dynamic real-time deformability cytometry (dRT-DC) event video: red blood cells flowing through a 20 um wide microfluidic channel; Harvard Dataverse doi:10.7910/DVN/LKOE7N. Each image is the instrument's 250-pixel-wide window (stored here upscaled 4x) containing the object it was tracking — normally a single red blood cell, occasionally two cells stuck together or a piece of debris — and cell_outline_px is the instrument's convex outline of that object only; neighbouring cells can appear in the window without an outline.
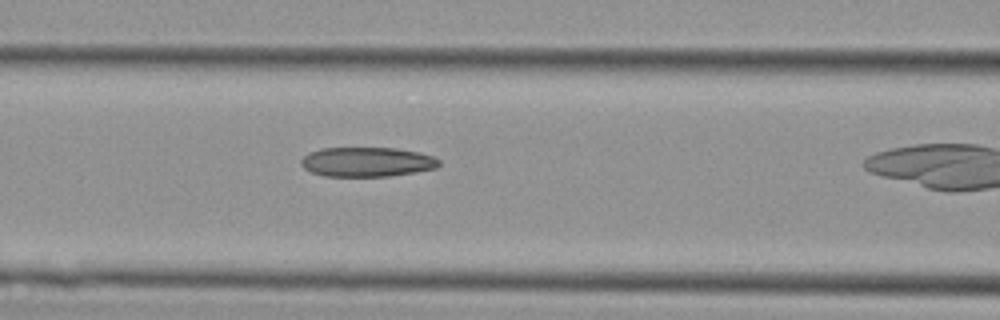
{"species": "Egyptian fruit bat (a non-hibernating species)", "species_latin": "Rousettus aegyptiacus", "temperature_condition": "cold", "stored_images_in_passage": 10, "camera_frame_rate_fps": 3000, "um_per_image_px": 0.085, "animal": {"sex": "female"}, "frame": {"image": 1, "passage_image": 9, "time_ms": 2.667, "image_size_px": [1000, 320], "cell_outline_px": [[440, 164], [436, 168], [416, 172], [388, 176], [324, 176], [312, 172], [304, 168], [300, 164], [300, 160], [308, 152], [320, 148], [396, 148], [420, 152], [432, 156], [440, 160]], "centroid_in_image_um": [31.18, 13.76], "position_along_channel_um": 135.4, "area_um2": 23.87}}